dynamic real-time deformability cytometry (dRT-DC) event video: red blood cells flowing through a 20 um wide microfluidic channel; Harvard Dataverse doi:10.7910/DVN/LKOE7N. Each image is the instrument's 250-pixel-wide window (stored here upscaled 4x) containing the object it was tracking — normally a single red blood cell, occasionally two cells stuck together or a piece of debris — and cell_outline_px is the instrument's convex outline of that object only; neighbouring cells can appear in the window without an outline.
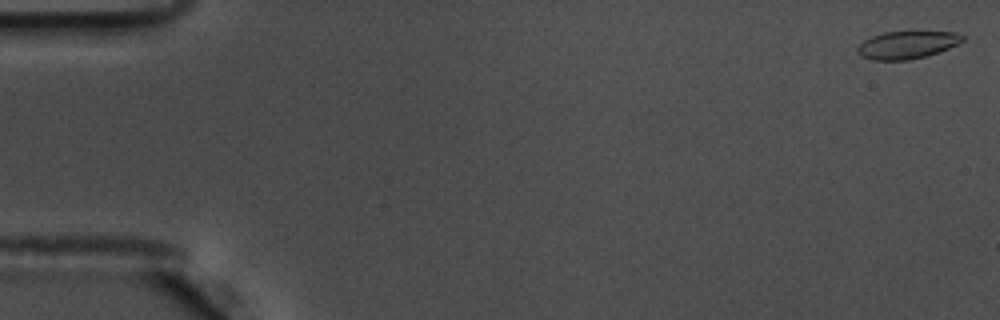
{"species": "common noctule bat (a hibernating species)", "species_latin": "Nyctalus noctula", "temperature_condition": "warm", "stored_images_in_passage": 56, "camera_frame_rate_fps": 3000, "um_per_image_px": 0.085, "animal": {"sex": "male", "body_mass_g": 17.5, "forearm_length_mm": 52.3}, "frame": {"image": 1, "passage_image": 1, "time_ms": 0.0, "image_size_px": [1000, 320], "cell_outline_px": [[964, 40], [948, 48], [924, 56], [908, 60], [872, 60], [860, 56], [856, 52], [856, 48], [864, 40], [872, 36], [884, 32], [956, 32], [964, 36]], "centroid_in_image_um": [77.04, 3.82], "position_along_channel_um": 8.0, "area_um2": 16.7}}
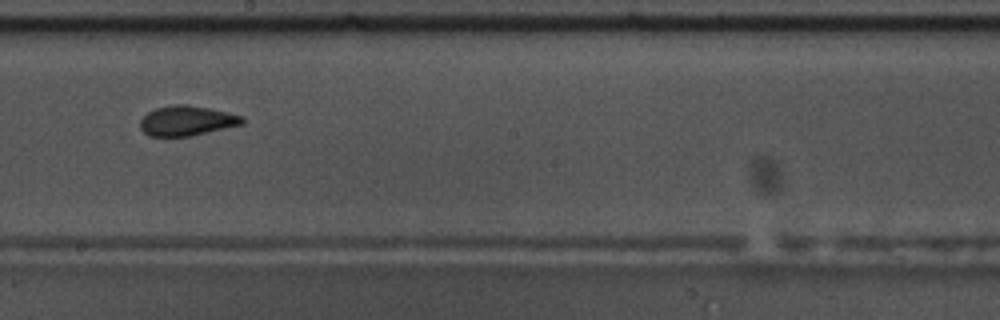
{"frame": {"image": 2, "passage_image": 32, "time_ms": 10.333, "image_size_px": [1000, 320], "cell_outline_px": [[244, 124], [192, 136], [148, 136], [140, 128], [140, 120], [148, 112], [156, 108], [172, 104], [188, 104], [228, 112], [244, 116]], "centroid_in_image_um": [15.9, 10.26], "position_along_channel_um": 232.3, "area_um2": 17.98}}
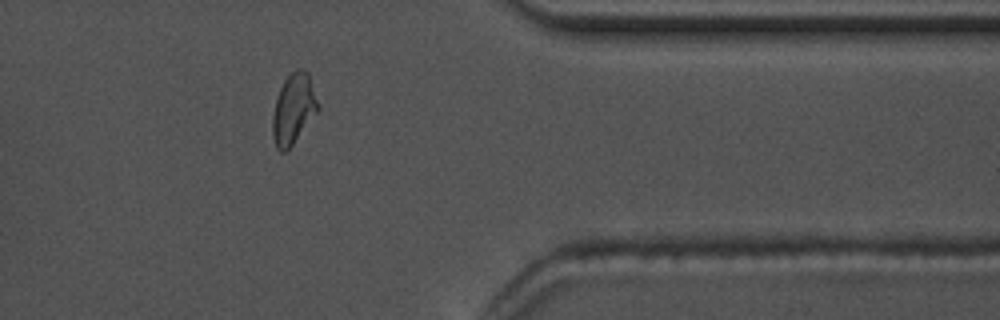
{"frame": {"image": 3, "passage_image": 46, "time_ms": 15.0, "image_size_px": [1000, 320], "cell_outline_px": [[320, 108], [292, 144], [284, 152], [280, 152], [276, 148], [272, 136], [272, 116], [276, 100], [280, 88], [284, 80], [296, 68], [304, 68], [308, 72]], "centroid_in_image_um": [24.94, 9.24], "position_along_channel_um": 386.5, "area_um2": 18.44}, "authors_computed_cell_mechanics": {"area_um2": 17.7446, "velocity_mm_per_s": 3.6205, "shape_relaxation_time_tau1_ms": 3.7067, "shape_relaxation_time_tau2_ms": 1.3418, "deformation_change_tau1": 0.1293, "deformation_change_tau2": 0.0752}}